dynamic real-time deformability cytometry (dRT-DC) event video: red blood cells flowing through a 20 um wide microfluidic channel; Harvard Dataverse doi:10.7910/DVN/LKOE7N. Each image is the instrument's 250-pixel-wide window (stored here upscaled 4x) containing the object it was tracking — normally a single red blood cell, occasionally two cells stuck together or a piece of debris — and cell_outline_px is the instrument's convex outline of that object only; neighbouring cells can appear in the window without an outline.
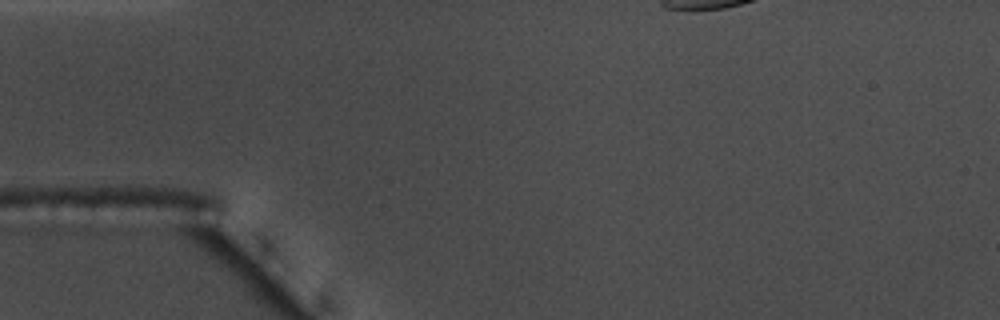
{"species": "common noctule bat (a hibernating species)", "species_latin": "Nyctalus noctula", "temperature_condition": "warm", "stored_images_in_passage": 4, "camera_frame_rate_fps": 3000, "um_per_image_px": 0.085, "animal": {"sex": "male", "body_mass_g": 17.5, "forearm_length_mm": 52.3}, "frame": {"image": 1, "passage_image": 1, "time_ms": 0.0, "image_size_px": [1000, 320], "cell_outline_px": [[252, 264], [156, 228], [148, 224], [156, 220], [204, 220], [224, 228], [232, 236], [252, 260]], "centroid_in_image_um": [17.37, 20.06], "position_along_channel_um": 67.6, "area_um2": 12.95}}